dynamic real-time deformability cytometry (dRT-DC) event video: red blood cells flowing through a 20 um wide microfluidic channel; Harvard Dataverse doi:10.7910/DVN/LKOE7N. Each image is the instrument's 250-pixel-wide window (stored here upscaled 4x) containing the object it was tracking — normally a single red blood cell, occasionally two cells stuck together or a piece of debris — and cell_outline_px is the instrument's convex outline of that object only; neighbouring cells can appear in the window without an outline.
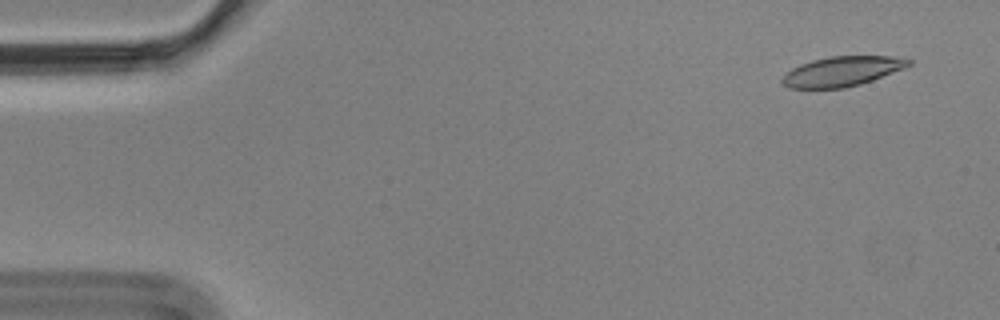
{"species": "Egyptian fruit bat (a non-hibernating species)", "species_latin": "Rousettus aegyptiacus", "temperature_condition": "cold", "stored_images_in_passage": 5, "camera_frame_rate_fps": 3000, "um_per_image_px": 0.085, "animal": {"sex": "male"}, "frame": {"image": 1, "passage_image": 1, "time_ms": 0.0, "image_size_px": [1000, 320], "cell_outline_px": [[912, 64], [904, 68], [872, 80], [860, 84], [844, 88], [788, 88], [780, 80], [792, 68], [800, 64], [812, 60], [828, 56], [892, 56], [912, 60]], "centroid_in_image_um": [71.58, 6.06], "position_along_channel_um": 13.4, "area_um2": 21.85}}
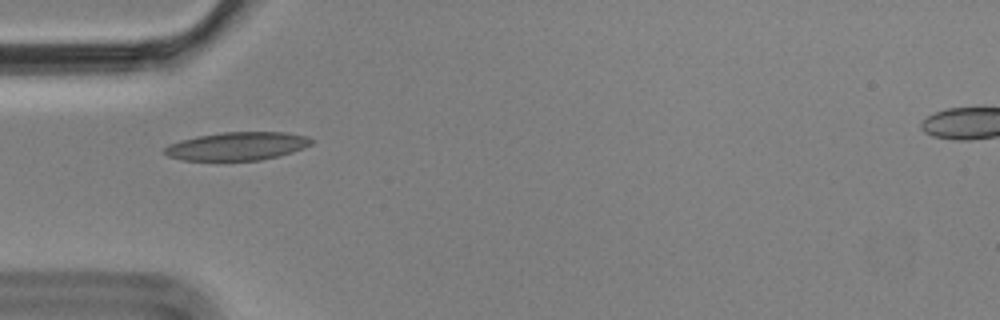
{"frame": {"image": 2, "passage_image": 5, "time_ms": 1.333, "image_size_px": [1000, 320], "cell_outline_px": [[316, 140], [312, 144], [304, 148], [280, 156], [260, 160], [184, 160], [168, 156], [160, 152], [168, 144], [180, 140], [196, 136], [224, 132], [284, 132], [308, 136]], "centroid_in_image_um": [20.17, 12.42], "position_along_channel_um": 64.8, "area_um2": 24.39}}